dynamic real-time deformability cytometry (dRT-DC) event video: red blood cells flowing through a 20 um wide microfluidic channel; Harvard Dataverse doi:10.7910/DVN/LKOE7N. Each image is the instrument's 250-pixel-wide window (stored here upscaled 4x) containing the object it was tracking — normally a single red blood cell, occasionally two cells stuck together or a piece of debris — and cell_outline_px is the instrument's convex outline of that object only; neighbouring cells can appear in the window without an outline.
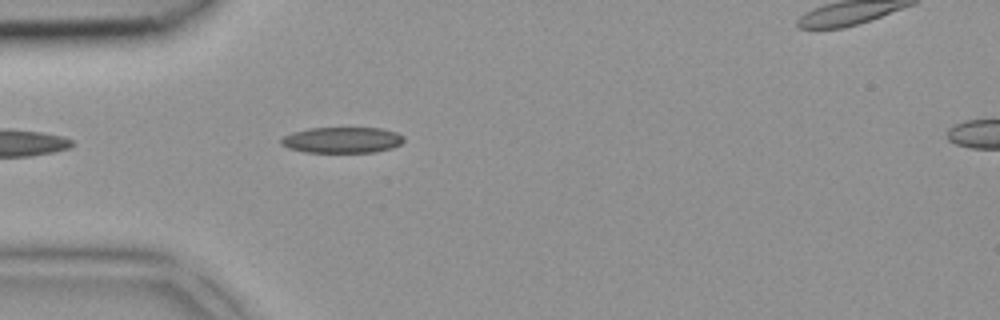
{"species": "common noctule bat (a hibernating species)", "species_latin": "Nyctalus noctula", "temperature_condition": "room temperature", "stored_images_in_passage": 3, "camera_frame_rate_fps": 3000, "um_per_image_px": 0.085, "animal": {"sex": "female", "body_mass_g": 18.4}, "frame": {"image": 1, "passage_image": 2, "time_ms": 0.333, "image_size_px": [1000, 320], "cell_outline_px": [[404, 140], [400, 144], [392, 148], [376, 152], [304, 152], [288, 148], [280, 144], [280, 140], [284, 136], [292, 132], [308, 128], [380, 128], [396, 132], [404, 136]], "centroid_in_image_um": [29.07, 11.9], "position_along_channel_um": 55.9, "area_um2": 18.61}}